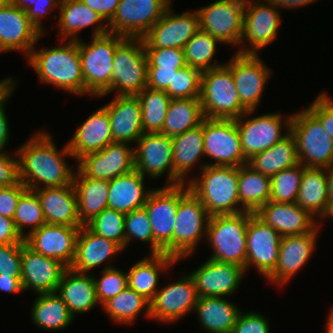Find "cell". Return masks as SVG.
Instances as JSON below:
<instances>
[{
  "label": "cell",
  "mask_w": 333,
  "mask_h": 333,
  "mask_svg": "<svg viewBox=\"0 0 333 333\" xmlns=\"http://www.w3.org/2000/svg\"><path fill=\"white\" fill-rule=\"evenodd\" d=\"M255 214L282 237L312 232L318 222L296 202L279 203L269 200Z\"/></svg>",
  "instance_id": "4316f807"
},
{
  "label": "cell",
  "mask_w": 333,
  "mask_h": 333,
  "mask_svg": "<svg viewBox=\"0 0 333 333\" xmlns=\"http://www.w3.org/2000/svg\"><path fill=\"white\" fill-rule=\"evenodd\" d=\"M113 143L110 118L102 106L93 112L76 130L68 142L73 159L77 161L90 153L98 152Z\"/></svg>",
  "instance_id": "f1b7e54d"
},
{
  "label": "cell",
  "mask_w": 333,
  "mask_h": 333,
  "mask_svg": "<svg viewBox=\"0 0 333 333\" xmlns=\"http://www.w3.org/2000/svg\"><path fill=\"white\" fill-rule=\"evenodd\" d=\"M325 333H333V307L328 314L327 324L325 326Z\"/></svg>",
  "instance_id": "34e18365"
},
{
  "label": "cell",
  "mask_w": 333,
  "mask_h": 333,
  "mask_svg": "<svg viewBox=\"0 0 333 333\" xmlns=\"http://www.w3.org/2000/svg\"><path fill=\"white\" fill-rule=\"evenodd\" d=\"M255 110H248L236 118L244 156L249 160L253 155L263 152L283 140L290 133L292 114L283 119L280 113H267L247 118ZM282 126L286 128L285 135Z\"/></svg>",
  "instance_id": "30bf717a"
},
{
  "label": "cell",
  "mask_w": 333,
  "mask_h": 333,
  "mask_svg": "<svg viewBox=\"0 0 333 333\" xmlns=\"http://www.w3.org/2000/svg\"><path fill=\"white\" fill-rule=\"evenodd\" d=\"M121 251L123 249L117 243L94 234L86 226H81L76 241L75 258L70 268L79 273H87L105 264L104 262Z\"/></svg>",
  "instance_id": "1f68e13d"
},
{
  "label": "cell",
  "mask_w": 333,
  "mask_h": 333,
  "mask_svg": "<svg viewBox=\"0 0 333 333\" xmlns=\"http://www.w3.org/2000/svg\"><path fill=\"white\" fill-rule=\"evenodd\" d=\"M176 262L175 258L164 253L145 256L128 270V287L151 302L159 289L160 272L168 271Z\"/></svg>",
  "instance_id": "836d02e7"
},
{
  "label": "cell",
  "mask_w": 333,
  "mask_h": 333,
  "mask_svg": "<svg viewBox=\"0 0 333 333\" xmlns=\"http://www.w3.org/2000/svg\"><path fill=\"white\" fill-rule=\"evenodd\" d=\"M57 24L62 41H66L68 37V40H79L77 35L79 31L93 24L96 28H94L92 37L109 33L108 23L81 0H61Z\"/></svg>",
  "instance_id": "4dcf8cb0"
},
{
  "label": "cell",
  "mask_w": 333,
  "mask_h": 333,
  "mask_svg": "<svg viewBox=\"0 0 333 333\" xmlns=\"http://www.w3.org/2000/svg\"><path fill=\"white\" fill-rule=\"evenodd\" d=\"M73 185L77 195L78 217L85 226L94 217L108 208L109 181L85 177L78 169Z\"/></svg>",
  "instance_id": "d590c367"
},
{
  "label": "cell",
  "mask_w": 333,
  "mask_h": 333,
  "mask_svg": "<svg viewBox=\"0 0 333 333\" xmlns=\"http://www.w3.org/2000/svg\"><path fill=\"white\" fill-rule=\"evenodd\" d=\"M85 226L94 234L125 248V213L105 208Z\"/></svg>",
  "instance_id": "681fc988"
},
{
  "label": "cell",
  "mask_w": 333,
  "mask_h": 333,
  "mask_svg": "<svg viewBox=\"0 0 333 333\" xmlns=\"http://www.w3.org/2000/svg\"><path fill=\"white\" fill-rule=\"evenodd\" d=\"M109 23L116 12L120 0H81Z\"/></svg>",
  "instance_id": "e7e4bbea"
},
{
  "label": "cell",
  "mask_w": 333,
  "mask_h": 333,
  "mask_svg": "<svg viewBox=\"0 0 333 333\" xmlns=\"http://www.w3.org/2000/svg\"><path fill=\"white\" fill-rule=\"evenodd\" d=\"M202 71L186 65L178 69L173 81L165 91L171 99L199 98Z\"/></svg>",
  "instance_id": "816d5d0a"
},
{
  "label": "cell",
  "mask_w": 333,
  "mask_h": 333,
  "mask_svg": "<svg viewBox=\"0 0 333 333\" xmlns=\"http://www.w3.org/2000/svg\"><path fill=\"white\" fill-rule=\"evenodd\" d=\"M80 227L45 223L25 236L24 241L35 252L56 259L70 268L76 254Z\"/></svg>",
  "instance_id": "7402d4cb"
},
{
  "label": "cell",
  "mask_w": 333,
  "mask_h": 333,
  "mask_svg": "<svg viewBox=\"0 0 333 333\" xmlns=\"http://www.w3.org/2000/svg\"><path fill=\"white\" fill-rule=\"evenodd\" d=\"M263 0H246L243 32L240 44L247 40L249 47L240 48L238 54H255L277 39L281 16L278 7L260 2Z\"/></svg>",
  "instance_id": "5bb4252c"
},
{
  "label": "cell",
  "mask_w": 333,
  "mask_h": 333,
  "mask_svg": "<svg viewBox=\"0 0 333 333\" xmlns=\"http://www.w3.org/2000/svg\"><path fill=\"white\" fill-rule=\"evenodd\" d=\"M201 327L209 333H231L240 314L237 305L225 297H199L194 308Z\"/></svg>",
  "instance_id": "74e56055"
},
{
  "label": "cell",
  "mask_w": 333,
  "mask_h": 333,
  "mask_svg": "<svg viewBox=\"0 0 333 333\" xmlns=\"http://www.w3.org/2000/svg\"><path fill=\"white\" fill-rule=\"evenodd\" d=\"M26 190L21 181L9 187H0V215L13 219L19 198Z\"/></svg>",
  "instance_id": "680465c9"
},
{
  "label": "cell",
  "mask_w": 333,
  "mask_h": 333,
  "mask_svg": "<svg viewBox=\"0 0 333 333\" xmlns=\"http://www.w3.org/2000/svg\"><path fill=\"white\" fill-rule=\"evenodd\" d=\"M136 144L135 170L151 179H157L167 171L165 186H173L172 137L160 133H144Z\"/></svg>",
  "instance_id": "ac0fdd59"
},
{
  "label": "cell",
  "mask_w": 333,
  "mask_h": 333,
  "mask_svg": "<svg viewBox=\"0 0 333 333\" xmlns=\"http://www.w3.org/2000/svg\"><path fill=\"white\" fill-rule=\"evenodd\" d=\"M246 0H216L197 9L200 29L222 44L241 46Z\"/></svg>",
  "instance_id": "4fadbf2b"
},
{
  "label": "cell",
  "mask_w": 333,
  "mask_h": 333,
  "mask_svg": "<svg viewBox=\"0 0 333 333\" xmlns=\"http://www.w3.org/2000/svg\"><path fill=\"white\" fill-rule=\"evenodd\" d=\"M25 243L17 232L13 219L0 215V245Z\"/></svg>",
  "instance_id": "be15d7a7"
},
{
  "label": "cell",
  "mask_w": 333,
  "mask_h": 333,
  "mask_svg": "<svg viewBox=\"0 0 333 333\" xmlns=\"http://www.w3.org/2000/svg\"><path fill=\"white\" fill-rule=\"evenodd\" d=\"M17 232L24 239L25 235L37 230L46 223L40 200L33 190L27 189L19 198L13 217ZM30 230L24 233V227Z\"/></svg>",
  "instance_id": "7dc6e473"
},
{
  "label": "cell",
  "mask_w": 333,
  "mask_h": 333,
  "mask_svg": "<svg viewBox=\"0 0 333 333\" xmlns=\"http://www.w3.org/2000/svg\"><path fill=\"white\" fill-rule=\"evenodd\" d=\"M240 212L256 213L270 200L271 178L248 164L238 167Z\"/></svg>",
  "instance_id": "f35d334b"
},
{
  "label": "cell",
  "mask_w": 333,
  "mask_h": 333,
  "mask_svg": "<svg viewBox=\"0 0 333 333\" xmlns=\"http://www.w3.org/2000/svg\"><path fill=\"white\" fill-rule=\"evenodd\" d=\"M199 99L205 118L235 120L248 111L226 64L202 72Z\"/></svg>",
  "instance_id": "8992f818"
},
{
  "label": "cell",
  "mask_w": 333,
  "mask_h": 333,
  "mask_svg": "<svg viewBox=\"0 0 333 333\" xmlns=\"http://www.w3.org/2000/svg\"><path fill=\"white\" fill-rule=\"evenodd\" d=\"M246 273L243 267L208 259L190 273L199 297H225L239 288Z\"/></svg>",
  "instance_id": "484cf974"
},
{
  "label": "cell",
  "mask_w": 333,
  "mask_h": 333,
  "mask_svg": "<svg viewBox=\"0 0 333 333\" xmlns=\"http://www.w3.org/2000/svg\"><path fill=\"white\" fill-rule=\"evenodd\" d=\"M13 86L14 80L12 77L0 80V92H8Z\"/></svg>",
  "instance_id": "8c879c8a"
},
{
  "label": "cell",
  "mask_w": 333,
  "mask_h": 333,
  "mask_svg": "<svg viewBox=\"0 0 333 333\" xmlns=\"http://www.w3.org/2000/svg\"><path fill=\"white\" fill-rule=\"evenodd\" d=\"M290 133L299 162L305 167L327 168L333 164V139L307 107L292 114Z\"/></svg>",
  "instance_id": "52a82bcc"
},
{
  "label": "cell",
  "mask_w": 333,
  "mask_h": 333,
  "mask_svg": "<svg viewBox=\"0 0 333 333\" xmlns=\"http://www.w3.org/2000/svg\"><path fill=\"white\" fill-rule=\"evenodd\" d=\"M52 139L48 132L39 131L16 150L20 181L29 190L73 183L75 171L65 160L73 158L68 143L58 150Z\"/></svg>",
  "instance_id": "6da1fadb"
},
{
  "label": "cell",
  "mask_w": 333,
  "mask_h": 333,
  "mask_svg": "<svg viewBox=\"0 0 333 333\" xmlns=\"http://www.w3.org/2000/svg\"><path fill=\"white\" fill-rule=\"evenodd\" d=\"M173 146V186L186 183V174L205 155L203 142V122L183 134L172 137ZM195 164V165H194Z\"/></svg>",
  "instance_id": "8d00e7d4"
},
{
  "label": "cell",
  "mask_w": 333,
  "mask_h": 333,
  "mask_svg": "<svg viewBox=\"0 0 333 333\" xmlns=\"http://www.w3.org/2000/svg\"><path fill=\"white\" fill-rule=\"evenodd\" d=\"M195 282L189 274L161 287L150 302V319L175 323L194 310L198 301Z\"/></svg>",
  "instance_id": "2e32d148"
},
{
  "label": "cell",
  "mask_w": 333,
  "mask_h": 333,
  "mask_svg": "<svg viewBox=\"0 0 333 333\" xmlns=\"http://www.w3.org/2000/svg\"><path fill=\"white\" fill-rule=\"evenodd\" d=\"M111 265L109 263L101 270L100 278L93 275L96 297L100 305H103L128 286L127 272L125 273Z\"/></svg>",
  "instance_id": "f5cc1de1"
},
{
  "label": "cell",
  "mask_w": 333,
  "mask_h": 333,
  "mask_svg": "<svg viewBox=\"0 0 333 333\" xmlns=\"http://www.w3.org/2000/svg\"><path fill=\"white\" fill-rule=\"evenodd\" d=\"M179 205V185L152 189L143 206L151 223L154 242L173 257V230Z\"/></svg>",
  "instance_id": "9a60e30c"
},
{
  "label": "cell",
  "mask_w": 333,
  "mask_h": 333,
  "mask_svg": "<svg viewBox=\"0 0 333 333\" xmlns=\"http://www.w3.org/2000/svg\"><path fill=\"white\" fill-rule=\"evenodd\" d=\"M37 73L39 82L51 84L73 95L85 94L78 40L54 48L32 49L26 58Z\"/></svg>",
  "instance_id": "7a4b0ae2"
},
{
  "label": "cell",
  "mask_w": 333,
  "mask_h": 333,
  "mask_svg": "<svg viewBox=\"0 0 333 333\" xmlns=\"http://www.w3.org/2000/svg\"><path fill=\"white\" fill-rule=\"evenodd\" d=\"M11 3V0H0V9L7 7Z\"/></svg>",
  "instance_id": "11e5206c"
},
{
  "label": "cell",
  "mask_w": 333,
  "mask_h": 333,
  "mask_svg": "<svg viewBox=\"0 0 333 333\" xmlns=\"http://www.w3.org/2000/svg\"><path fill=\"white\" fill-rule=\"evenodd\" d=\"M148 61L143 38L126 37L113 55L111 88L117 96H137L147 87Z\"/></svg>",
  "instance_id": "9c48e42d"
},
{
  "label": "cell",
  "mask_w": 333,
  "mask_h": 333,
  "mask_svg": "<svg viewBox=\"0 0 333 333\" xmlns=\"http://www.w3.org/2000/svg\"><path fill=\"white\" fill-rule=\"evenodd\" d=\"M210 215L202 202L189 190L188 184H179V205L173 230V258L178 262L190 256L206 237Z\"/></svg>",
  "instance_id": "ba28073f"
},
{
  "label": "cell",
  "mask_w": 333,
  "mask_h": 333,
  "mask_svg": "<svg viewBox=\"0 0 333 333\" xmlns=\"http://www.w3.org/2000/svg\"><path fill=\"white\" fill-rule=\"evenodd\" d=\"M205 119L199 98L171 99L160 134L168 137L183 134Z\"/></svg>",
  "instance_id": "7bdbcfd3"
},
{
  "label": "cell",
  "mask_w": 333,
  "mask_h": 333,
  "mask_svg": "<svg viewBox=\"0 0 333 333\" xmlns=\"http://www.w3.org/2000/svg\"><path fill=\"white\" fill-rule=\"evenodd\" d=\"M148 67L175 68L186 66L184 49L145 48Z\"/></svg>",
  "instance_id": "db71d44e"
},
{
  "label": "cell",
  "mask_w": 333,
  "mask_h": 333,
  "mask_svg": "<svg viewBox=\"0 0 333 333\" xmlns=\"http://www.w3.org/2000/svg\"><path fill=\"white\" fill-rule=\"evenodd\" d=\"M67 267L60 261L35 252L25 243L21 255V283L23 291L37 294L56 292Z\"/></svg>",
  "instance_id": "cb8c5ba5"
},
{
  "label": "cell",
  "mask_w": 333,
  "mask_h": 333,
  "mask_svg": "<svg viewBox=\"0 0 333 333\" xmlns=\"http://www.w3.org/2000/svg\"><path fill=\"white\" fill-rule=\"evenodd\" d=\"M217 43L222 44L210 33L199 29L184 47L186 65L202 72L224 65V63H218L216 59L212 62L216 54Z\"/></svg>",
  "instance_id": "bcb514c9"
},
{
  "label": "cell",
  "mask_w": 333,
  "mask_h": 333,
  "mask_svg": "<svg viewBox=\"0 0 333 333\" xmlns=\"http://www.w3.org/2000/svg\"><path fill=\"white\" fill-rule=\"evenodd\" d=\"M333 218V199H330L327 203V206L325 208V211L323 212V214L320 216V218L318 219L320 221L325 219V218Z\"/></svg>",
  "instance_id": "753ad0ef"
},
{
  "label": "cell",
  "mask_w": 333,
  "mask_h": 333,
  "mask_svg": "<svg viewBox=\"0 0 333 333\" xmlns=\"http://www.w3.org/2000/svg\"><path fill=\"white\" fill-rule=\"evenodd\" d=\"M33 191L40 200L47 224L83 226L78 217L77 195L73 183Z\"/></svg>",
  "instance_id": "f546056e"
},
{
  "label": "cell",
  "mask_w": 333,
  "mask_h": 333,
  "mask_svg": "<svg viewBox=\"0 0 333 333\" xmlns=\"http://www.w3.org/2000/svg\"><path fill=\"white\" fill-rule=\"evenodd\" d=\"M172 5L143 37L144 48H179L184 49L186 43L200 29L197 11L173 13Z\"/></svg>",
  "instance_id": "ffe728a7"
},
{
  "label": "cell",
  "mask_w": 333,
  "mask_h": 333,
  "mask_svg": "<svg viewBox=\"0 0 333 333\" xmlns=\"http://www.w3.org/2000/svg\"><path fill=\"white\" fill-rule=\"evenodd\" d=\"M323 124L324 129L329 133L333 139V100L322 92L313 101L309 107H307Z\"/></svg>",
  "instance_id": "6f0895ef"
},
{
  "label": "cell",
  "mask_w": 333,
  "mask_h": 333,
  "mask_svg": "<svg viewBox=\"0 0 333 333\" xmlns=\"http://www.w3.org/2000/svg\"><path fill=\"white\" fill-rule=\"evenodd\" d=\"M36 0H11V3L17 8L26 11L28 8L33 6V2Z\"/></svg>",
  "instance_id": "2644e50d"
},
{
  "label": "cell",
  "mask_w": 333,
  "mask_h": 333,
  "mask_svg": "<svg viewBox=\"0 0 333 333\" xmlns=\"http://www.w3.org/2000/svg\"><path fill=\"white\" fill-rule=\"evenodd\" d=\"M102 307L115 323L131 325L141 311L150 318V302L128 286L106 301Z\"/></svg>",
  "instance_id": "ee69618b"
},
{
  "label": "cell",
  "mask_w": 333,
  "mask_h": 333,
  "mask_svg": "<svg viewBox=\"0 0 333 333\" xmlns=\"http://www.w3.org/2000/svg\"><path fill=\"white\" fill-rule=\"evenodd\" d=\"M126 37L108 33L92 37L89 44L78 40L79 56L84 77L85 95L106 96L111 88L113 55Z\"/></svg>",
  "instance_id": "5b68a950"
},
{
  "label": "cell",
  "mask_w": 333,
  "mask_h": 333,
  "mask_svg": "<svg viewBox=\"0 0 333 333\" xmlns=\"http://www.w3.org/2000/svg\"><path fill=\"white\" fill-rule=\"evenodd\" d=\"M304 168L305 166L302 163H298L274 174L271 177L270 201L279 203L296 202Z\"/></svg>",
  "instance_id": "c3c4849f"
},
{
  "label": "cell",
  "mask_w": 333,
  "mask_h": 333,
  "mask_svg": "<svg viewBox=\"0 0 333 333\" xmlns=\"http://www.w3.org/2000/svg\"><path fill=\"white\" fill-rule=\"evenodd\" d=\"M24 243L0 245V275L21 279V255Z\"/></svg>",
  "instance_id": "11a10c76"
},
{
  "label": "cell",
  "mask_w": 333,
  "mask_h": 333,
  "mask_svg": "<svg viewBox=\"0 0 333 333\" xmlns=\"http://www.w3.org/2000/svg\"><path fill=\"white\" fill-rule=\"evenodd\" d=\"M273 4L275 6H277L278 8H287V9H295V8H299L300 6H306L307 4H311L317 0H264V2Z\"/></svg>",
  "instance_id": "a7ac6f4b"
},
{
  "label": "cell",
  "mask_w": 333,
  "mask_h": 333,
  "mask_svg": "<svg viewBox=\"0 0 333 333\" xmlns=\"http://www.w3.org/2000/svg\"><path fill=\"white\" fill-rule=\"evenodd\" d=\"M329 200L326 169L305 167L296 203L318 220Z\"/></svg>",
  "instance_id": "ab89813d"
},
{
  "label": "cell",
  "mask_w": 333,
  "mask_h": 333,
  "mask_svg": "<svg viewBox=\"0 0 333 333\" xmlns=\"http://www.w3.org/2000/svg\"><path fill=\"white\" fill-rule=\"evenodd\" d=\"M203 142L205 156L214 162L211 166L240 167L248 163L244 156L236 121L232 119L203 120Z\"/></svg>",
  "instance_id": "8fae6325"
},
{
  "label": "cell",
  "mask_w": 333,
  "mask_h": 333,
  "mask_svg": "<svg viewBox=\"0 0 333 333\" xmlns=\"http://www.w3.org/2000/svg\"><path fill=\"white\" fill-rule=\"evenodd\" d=\"M200 177L187 180L189 190L210 216L240 213L238 167L200 166ZM239 207V208H238Z\"/></svg>",
  "instance_id": "3957f363"
},
{
  "label": "cell",
  "mask_w": 333,
  "mask_h": 333,
  "mask_svg": "<svg viewBox=\"0 0 333 333\" xmlns=\"http://www.w3.org/2000/svg\"><path fill=\"white\" fill-rule=\"evenodd\" d=\"M177 71L175 68L148 67L147 87L166 91Z\"/></svg>",
  "instance_id": "94428289"
},
{
  "label": "cell",
  "mask_w": 333,
  "mask_h": 333,
  "mask_svg": "<svg viewBox=\"0 0 333 333\" xmlns=\"http://www.w3.org/2000/svg\"><path fill=\"white\" fill-rule=\"evenodd\" d=\"M20 182L19 160L11 153L0 151V187H9Z\"/></svg>",
  "instance_id": "91938a15"
},
{
  "label": "cell",
  "mask_w": 333,
  "mask_h": 333,
  "mask_svg": "<svg viewBox=\"0 0 333 333\" xmlns=\"http://www.w3.org/2000/svg\"><path fill=\"white\" fill-rule=\"evenodd\" d=\"M300 163L296 142L291 133L283 140L263 152L253 155L248 160V165L254 170L272 177L281 170L290 168Z\"/></svg>",
  "instance_id": "60d3db41"
},
{
  "label": "cell",
  "mask_w": 333,
  "mask_h": 333,
  "mask_svg": "<svg viewBox=\"0 0 333 333\" xmlns=\"http://www.w3.org/2000/svg\"><path fill=\"white\" fill-rule=\"evenodd\" d=\"M254 213L240 212L237 214L210 216L206 239L212 247L209 259L232 263L245 268L246 265V230L249 218Z\"/></svg>",
  "instance_id": "277c9868"
},
{
  "label": "cell",
  "mask_w": 333,
  "mask_h": 333,
  "mask_svg": "<svg viewBox=\"0 0 333 333\" xmlns=\"http://www.w3.org/2000/svg\"><path fill=\"white\" fill-rule=\"evenodd\" d=\"M110 118L113 142L136 143L144 134L142 110L137 96H115L103 106Z\"/></svg>",
  "instance_id": "83f0119b"
},
{
  "label": "cell",
  "mask_w": 333,
  "mask_h": 333,
  "mask_svg": "<svg viewBox=\"0 0 333 333\" xmlns=\"http://www.w3.org/2000/svg\"><path fill=\"white\" fill-rule=\"evenodd\" d=\"M16 87V81H14V86L0 99V151H5V147L9 142V123L8 118L5 112V107L8 101V98L12 95Z\"/></svg>",
  "instance_id": "03108f58"
},
{
  "label": "cell",
  "mask_w": 333,
  "mask_h": 333,
  "mask_svg": "<svg viewBox=\"0 0 333 333\" xmlns=\"http://www.w3.org/2000/svg\"><path fill=\"white\" fill-rule=\"evenodd\" d=\"M61 0H36L33 6L26 10L28 18L32 24L44 35L45 29L42 27V18L48 13L59 8Z\"/></svg>",
  "instance_id": "6125c7cd"
},
{
  "label": "cell",
  "mask_w": 333,
  "mask_h": 333,
  "mask_svg": "<svg viewBox=\"0 0 333 333\" xmlns=\"http://www.w3.org/2000/svg\"><path fill=\"white\" fill-rule=\"evenodd\" d=\"M73 317L92 310L99 303L93 275L79 273L67 268L56 290Z\"/></svg>",
  "instance_id": "d6a6232c"
},
{
  "label": "cell",
  "mask_w": 333,
  "mask_h": 333,
  "mask_svg": "<svg viewBox=\"0 0 333 333\" xmlns=\"http://www.w3.org/2000/svg\"><path fill=\"white\" fill-rule=\"evenodd\" d=\"M0 291L7 293L23 291L21 279L18 277H10V275H0Z\"/></svg>",
  "instance_id": "003e7915"
},
{
  "label": "cell",
  "mask_w": 333,
  "mask_h": 333,
  "mask_svg": "<svg viewBox=\"0 0 333 333\" xmlns=\"http://www.w3.org/2000/svg\"><path fill=\"white\" fill-rule=\"evenodd\" d=\"M7 92H0V99L6 94Z\"/></svg>",
  "instance_id": "2a66077c"
},
{
  "label": "cell",
  "mask_w": 333,
  "mask_h": 333,
  "mask_svg": "<svg viewBox=\"0 0 333 333\" xmlns=\"http://www.w3.org/2000/svg\"><path fill=\"white\" fill-rule=\"evenodd\" d=\"M226 65L231 69L241 103L248 110L257 109L271 69L255 54L236 53Z\"/></svg>",
  "instance_id": "e0dca14e"
},
{
  "label": "cell",
  "mask_w": 333,
  "mask_h": 333,
  "mask_svg": "<svg viewBox=\"0 0 333 333\" xmlns=\"http://www.w3.org/2000/svg\"><path fill=\"white\" fill-rule=\"evenodd\" d=\"M142 110L144 133H160L166 118L171 98L165 91L146 87L137 95Z\"/></svg>",
  "instance_id": "f6af8a7d"
},
{
  "label": "cell",
  "mask_w": 333,
  "mask_h": 333,
  "mask_svg": "<svg viewBox=\"0 0 333 333\" xmlns=\"http://www.w3.org/2000/svg\"><path fill=\"white\" fill-rule=\"evenodd\" d=\"M172 0H120L109 33L143 38L164 15Z\"/></svg>",
  "instance_id": "7c38bea8"
},
{
  "label": "cell",
  "mask_w": 333,
  "mask_h": 333,
  "mask_svg": "<svg viewBox=\"0 0 333 333\" xmlns=\"http://www.w3.org/2000/svg\"><path fill=\"white\" fill-rule=\"evenodd\" d=\"M325 169L328 178V194L330 199H333V164Z\"/></svg>",
  "instance_id": "89a4df30"
},
{
  "label": "cell",
  "mask_w": 333,
  "mask_h": 333,
  "mask_svg": "<svg viewBox=\"0 0 333 333\" xmlns=\"http://www.w3.org/2000/svg\"><path fill=\"white\" fill-rule=\"evenodd\" d=\"M76 162V169L85 177L110 181L135 169L134 149L128 143L113 142Z\"/></svg>",
  "instance_id": "44dd1931"
},
{
  "label": "cell",
  "mask_w": 333,
  "mask_h": 333,
  "mask_svg": "<svg viewBox=\"0 0 333 333\" xmlns=\"http://www.w3.org/2000/svg\"><path fill=\"white\" fill-rule=\"evenodd\" d=\"M35 299L31 319L42 330L56 331L66 328L74 317L57 292L38 294Z\"/></svg>",
  "instance_id": "b9f144b4"
},
{
  "label": "cell",
  "mask_w": 333,
  "mask_h": 333,
  "mask_svg": "<svg viewBox=\"0 0 333 333\" xmlns=\"http://www.w3.org/2000/svg\"><path fill=\"white\" fill-rule=\"evenodd\" d=\"M42 35L23 9L12 3L0 9V52L22 51L27 58Z\"/></svg>",
  "instance_id": "d4e9b609"
},
{
  "label": "cell",
  "mask_w": 333,
  "mask_h": 333,
  "mask_svg": "<svg viewBox=\"0 0 333 333\" xmlns=\"http://www.w3.org/2000/svg\"><path fill=\"white\" fill-rule=\"evenodd\" d=\"M302 235L281 237L279 246L278 263L274 271L267 277V280L274 285L282 286L288 283L310 259L316 247L318 231L321 226Z\"/></svg>",
  "instance_id": "603a6c76"
},
{
  "label": "cell",
  "mask_w": 333,
  "mask_h": 333,
  "mask_svg": "<svg viewBox=\"0 0 333 333\" xmlns=\"http://www.w3.org/2000/svg\"><path fill=\"white\" fill-rule=\"evenodd\" d=\"M134 238L150 244V254L163 253V250L154 242L151 223L144 207L125 214V247Z\"/></svg>",
  "instance_id": "f907efd6"
},
{
  "label": "cell",
  "mask_w": 333,
  "mask_h": 333,
  "mask_svg": "<svg viewBox=\"0 0 333 333\" xmlns=\"http://www.w3.org/2000/svg\"><path fill=\"white\" fill-rule=\"evenodd\" d=\"M281 237L271 226L253 214L246 230L245 271L254 266L267 278L277 266Z\"/></svg>",
  "instance_id": "d6986e66"
},
{
  "label": "cell",
  "mask_w": 333,
  "mask_h": 333,
  "mask_svg": "<svg viewBox=\"0 0 333 333\" xmlns=\"http://www.w3.org/2000/svg\"><path fill=\"white\" fill-rule=\"evenodd\" d=\"M145 177L137 170L109 181L108 208L129 213L142 208L152 190H145Z\"/></svg>",
  "instance_id": "e575fe53"
},
{
  "label": "cell",
  "mask_w": 333,
  "mask_h": 333,
  "mask_svg": "<svg viewBox=\"0 0 333 333\" xmlns=\"http://www.w3.org/2000/svg\"><path fill=\"white\" fill-rule=\"evenodd\" d=\"M268 319L259 312H240L231 333H270Z\"/></svg>",
  "instance_id": "9f6ffc18"
}]
</instances>
